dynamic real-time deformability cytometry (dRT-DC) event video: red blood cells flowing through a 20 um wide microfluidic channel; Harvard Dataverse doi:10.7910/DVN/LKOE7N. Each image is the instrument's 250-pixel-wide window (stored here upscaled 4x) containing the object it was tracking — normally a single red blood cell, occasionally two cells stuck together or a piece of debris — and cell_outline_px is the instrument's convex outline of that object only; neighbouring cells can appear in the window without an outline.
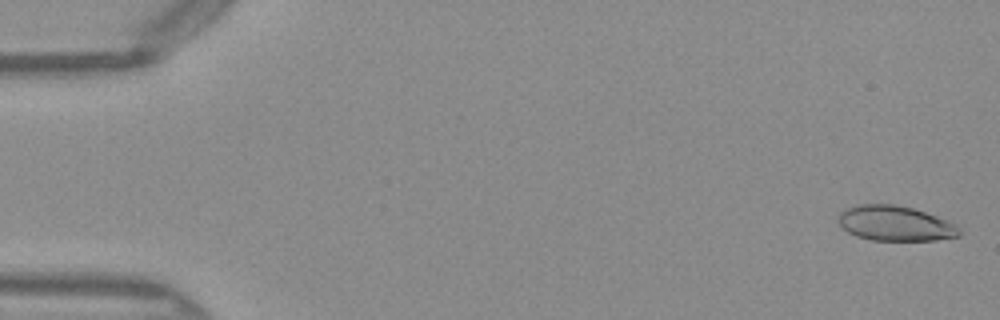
{"species": "Egyptian fruit bat (a non-hibernating species)", "species_latin": "Rousettus aegyptiacus", "temperature_condition": "warm", "stored_images_in_passage": 46, "camera_frame_rate_fps": 3000, "um_per_image_px": 0.085, "frame": {"image": 1, "passage_image": 1, "time_ms": 0.0, "image_size_px": [1000, 320], "cell_outline_px": [[960, 236], [936, 240], [872, 240], [856, 236], [848, 232], [836, 220], [836, 216], [840, 212], [856, 204], [892, 204], [912, 208], [936, 216], [960, 228]], "centroid_in_image_um": [76.04, 18.99], "position_along_channel_um": 9.0, "area_um2": 24.57}}
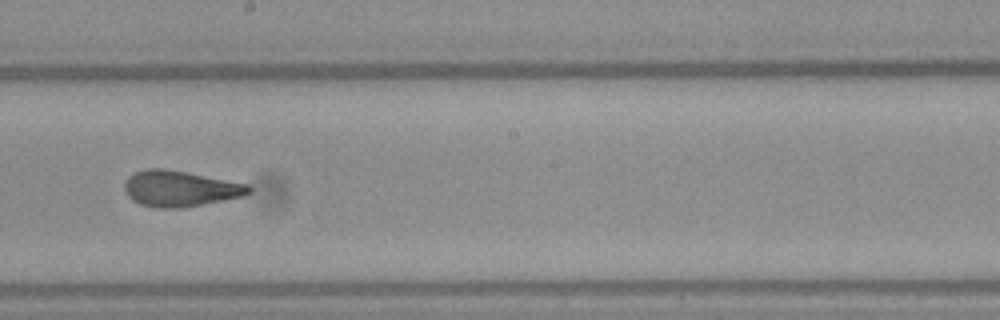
{"frame": {"image": 2, "passage_image": 28, "time_ms": 9.0, "image_size_px": [1000, 320], "cell_outline_px": [[252, 192], [244, 196], [224, 200], [180, 208], [160, 208], [140, 204], [132, 200], [128, 196], [124, 188], [124, 184], [128, 176], [136, 172], [148, 168], [164, 168], [248, 184], [252, 188]], "centroid_in_image_um": [15.3, 16.03], "position_along_channel_um": 232.9, "area_um2": 25.84}}
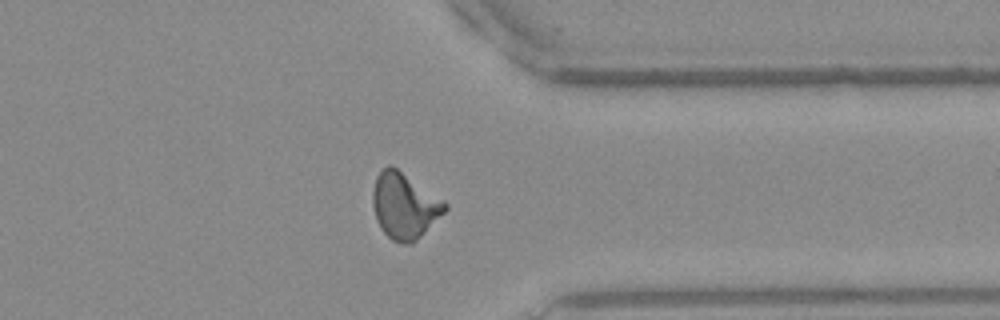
{"frame": {"image": 3, "passage_image": 39, "time_ms": 12.667, "image_size_px": [1000, 320], "cell_outline_px": [[448, 208], [412, 244], [400, 244], [392, 240], [380, 228], [376, 220], [372, 204], [372, 192], [376, 176], [388, 164], [392, 164], [448, 204]], "centroid_in_image_um": [34.34, 17.48], "position_along_channel_um": 377.1, "area_um2": 27.57}, "authors_computed_cell_mechanics": {"area_um2": 25.6343, "velocity_mm_per_s": 4.0726, "shape_relaxation_time_tau1_ms": 6.3426, "shape_relaxation_time_tau2_ms": 1.0336, "deformation_change_tau1": 0.2293, "deformation_change_tau2": 0.0949}}